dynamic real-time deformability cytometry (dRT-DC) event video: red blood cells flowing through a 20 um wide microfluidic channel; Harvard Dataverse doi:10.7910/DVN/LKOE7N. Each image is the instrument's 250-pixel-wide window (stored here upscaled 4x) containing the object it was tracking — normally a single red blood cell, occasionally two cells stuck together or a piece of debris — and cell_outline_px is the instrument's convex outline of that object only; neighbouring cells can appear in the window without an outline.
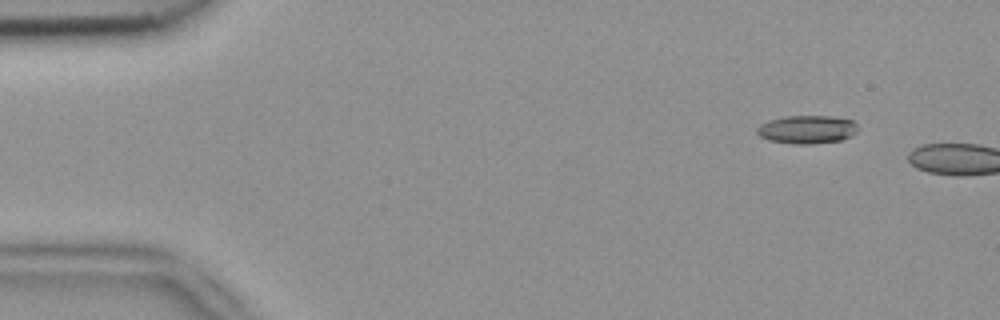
{"species": "common noctule bat (a hibernating species)", "species_latin": "Nyctalus noctula", "temperature_condition": "room temperature", "stored_images_in_passage": 2, "camera_frame_rate_fps": 3000, "um_per_image_px": 0.085, "animal": {"sex": "female", "body_mass_g": 18.4}, "frame": {"image": 1, "passage_image": 1, "time_ms": 0.0, "image_size_px": [1000, 320], "cell_outline_px": [[856, 132], [852, 136], [840, 140], [808, 144], [796, 144], [768, 140], [760, 136], [756, 132], [756, 128], [760, 124], [768, 120], [784, 116], [832, 116], [852, 120], [856, 124]], "centroid_in_image_um": [68.57, 10.99], "position_along_channel_um": 16.4, "area_um2": 16.59}}